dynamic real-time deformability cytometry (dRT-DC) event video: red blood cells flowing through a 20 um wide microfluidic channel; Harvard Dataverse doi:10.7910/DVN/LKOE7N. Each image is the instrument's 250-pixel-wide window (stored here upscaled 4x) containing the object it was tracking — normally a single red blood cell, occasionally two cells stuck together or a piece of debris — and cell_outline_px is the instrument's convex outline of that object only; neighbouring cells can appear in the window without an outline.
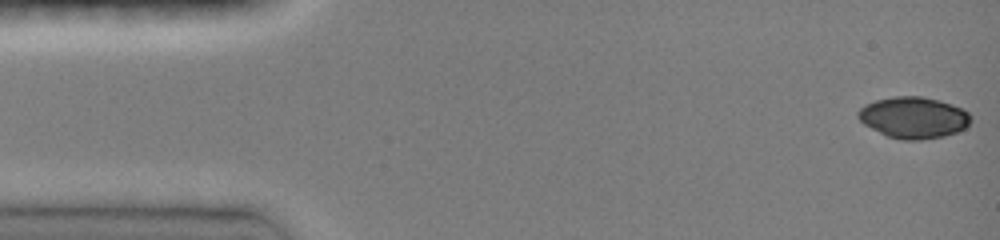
{"species": "common noctule bat (a hibernating species)", "species_latin": "Nyctalus noctula", "temperature_condition": "room temperature", "stored_images_in_passage": 46, "camera_frame_rate_fps": 3000, "um_per_image_px": 0.085, "animal": {"sex": "female", "body_mass_g": 19.0, "forearm_length_mm": 51.5}, "frame": {"image": 1, "passage_image": 1, "time_ms": 0.0, "image_size_px": [1000, 240], "cell_outline_px": [[972, 120], [964, 128], [956, 132], [944, 136], [920, 140], [900, 140], [888, 136], [864, 124], [856, 116], [856, 112], [864, 104], [876, 100], [892, 96], [924, 96], [940, 100], [952, 104], [968, 112]], "centroid_in_image_um": [77.63, 9.98], "position_along_channel_um": 7.4, "area_um2": 27.28}}
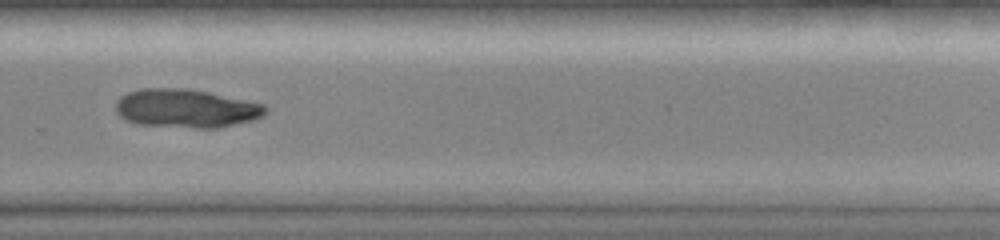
{"frame": {"image": 2, "passage_image": 32, "time_ms": 10.333, "image_size_px": [1000, 240], "cell_outline_px": [[268, 112], [264, 116], [256, 120], [220, 128], [196, 128], [136, 124], [124, 120], [116, 112], [116, 100], [120, 96], [128, 92], [140, 88], [188, 88], [208, 92], [264, 104], [268, 108]], "centroid_in_image_um": [15.83, 9.22], "position_along_channel_um": 314.0, "area_um2": 34.16}}
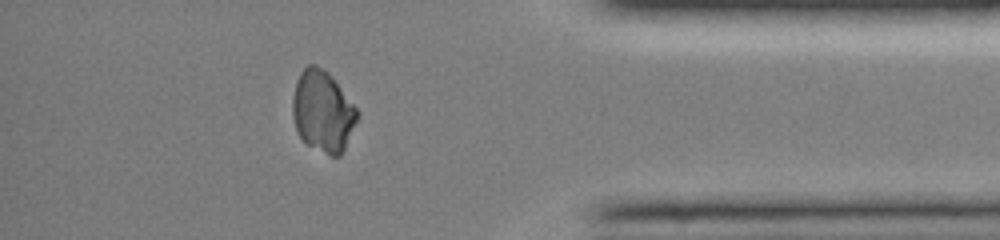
{"frame": {"image": 3, "passage_image": 40, "time_ms": 13.0, "image_size_px": [1000, 240], "cell_outline_px": [[360, 116], [340, 156], [332, 156], [308, 144], [296, 132], [292, 116], [292, 96], [300, 72], [308, 64], [316, 64], [328, 72], [360, 112]], "centroid_in_image_um": [27.43, 9.45], "position_along_channel_um": 407.8, "area_um2": 30.58}}